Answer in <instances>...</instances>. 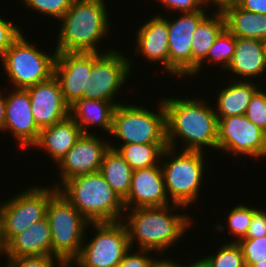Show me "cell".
Segmentation results:
<instances>
[{
  "instance_id": "1",
  "label": "cell",
  "mask_w": 266,
  "mask_h": 267,
  "mask_svg": "<svg viewBox=\"0 0 266 267\" xmlns=\"http://www.w3.org/2000/svg\"><path fill=\"white\" fill-rule=\"evenodd\" d=\"M162 102L168 147L176 149V142L181 139L185 146L182 150L202 151L205 147L217 150L218 119L211 106L196 98L167 97Z\"/></svg>"
},
{
  "instance_id": "2",
  "label": "cell",
  "mask_w": 266,
  "mask_h": 267,
  "mask_svg": "<svg viewBox=\"0 0 266 267\" xmlns=\"http://www.w3.org/2000/svg\"><path fill=\"white\" fill-rule=\"evenodd\" d=\"M174 208L185 207L180 205H167L163 207H140L128 209L125 221L129 244L132 248L137 243L138 249L151 250L162 253L178 243L182 235L191 227L190 216L186 214H170ZM181 237V238H180ZM136 240V241H135ZM162 251V252H161Z\"/></svg>"
},
{
  "instance_id": "3",
  "label": "cell",
  "mask_w": 266,
  "mask_h": 267,
  "mask_svg": "<svg viewBox=\"0 0 266 267\" xmlns=\"http://www.w3.org/2000/svg\"><path fill=\"white\" fill-rule=\"evenodd\" d=\"M108 18L104 0H73L60 19L56 52H99L98 41L110 29Z\"/></svg>"
},
{
  "instance_id": "4",
  "label": "cell",
  "mask_w": 266,
  "mask_h": 267,
  "mask_svg": "<svg viewBox=\"0 0 266 267\" xmlns=\"http://www.w3.org/2000/svg\"><path fill=\"white\" fill-rule=\"evenodd\" d=\"M58 192L89 223L121 221L126 215L123 200L99 172L83 174L65 181ZM123 216V217H122Z\"/></svg>"
},
{
  "instance_id": "5",
  "label": "cell",
  "mask_w": 266,
  "mask_h": 267,
  "mask_svg": "<svg viewBox=\"0 0 266 267\" xmlns=\"http://www.w3.org/2000/svg\"><path fill=\"white\" fill-rule=\"evenodd\" d=\"M174 148L164 149L161 162L162 173L170 204L189 207L196 203L204 178V152L182 150L176 153ZM167 158L165 161L164 158ZM170 159V160H169Z\"/></svg>"
},
{
  "instance_id": "6",
  "label": "cell",
  "mask_w": 266,
  "mask_h": 267,
  "mask_svg": "<svg viewBox=\"0 0 266 267\" xmlns=\"http://www.w3.org/2000/svg\"><path fill=\"white\" fill-rule=\"evenodd\" d=\"M46 217L50 224L52 257L73 262L85 242L88 220L59 192L49 201Z\"/></svg>"
},
{
  "instance_id": "7",
  "label": "cell",
  "mask_w": 266,
  "mask_h": 267,
  "mask_svg": "<svg viewBox=\"0 0 266 267\" xmlns=\"http://www.w3.org/2000/svg\"><path fill=\"white\" fill-rule=\"evenodd\" d=\"M158 105V113L137 105H116L110 134L122 140V144H167L162 100Z\"/></svg>"
},
{
  "instance_id": "8",
  "label": "cell",
  "mask_w": 266,
  "mask_h": 267,
  "mask_svg": "<svg viewBox=\"0 0 266 267\" xmlns=\"http://www.w3.org/2000/svg\"><path fill=\"white\" fill-rule=\"evenodd\" d=\"M21 33L1 58L2 67L15 89H26L44 82L54 75L57 56L40 51L29 43Z\"/></svg>"
},
{
  "instance_id": "9",
  "label": "cell",
  "mask_w": 266,
  "mask_h": 267,
  "mask_svg": "<svg viewBox=\"0 0 266 267\" xmlns=\"http://www.w3.org/2000/svg\"><path fill=\"white\" fill-rule=\"evenodd\" d=\"M95 235L82 244L76 267H115L131 249L124 222L90 223Z\"/></svg>"
},
{
  "instance_id": "10",
  "label": "cell",
  "mask_w": 266,
  "mask_h": 267,
  "mask_svg": "<svg viewBox=\"0 0 266 267\" xmlns=\"http://www.w3.org/2000/svg\"><path fill=\"white\" fill-rule=\"evenodd\" d=\"M58 192L53 187L35 186L25 192L1 202V214L6 242L24 232L30 226L46 217L50 199Z\"/></svg>"
},
{
  "instance_id": "11",
  "label": "cell",
  "mask_w": 266,
  "mask_h": 267,
  "mask_svg": "<svg viewBox=\"0 0 266 267\" xmlns=\"http://www.w3.org/2000/svg\"><path fill=\"white\" fill-rule=\"evenodd\" d=\"M105 52H92L91 83L88 89H83L82 99H100L112 102L115 106L121 102H115L114 95L118 93L122 85L132 71L131 61L117 50H105Z\"/></svg>"
},
{
  "instance_id": "12",
  "label": "cell",
  "mask_w": 266,
  "mask_h": 267,
  "mask_svg": "<svg viewBox=\"0 0 266 267\" xmlns=\"http://www.w3.org/2000/svg\"><path fill=\"white\" fill-rule=\"evenodd\" d=\"M217 119V149L257 159L266 155V133L245 115Z\"/></svg>"
},
{
  "instance_id": "13",
  "label": "cell",
  "mask_w": 266,
  "mask_h": 267,
  "mask_svg": "<svg viewBox=\"0 0 266 267\" xmlns=\"http://www.w3.org/2000/svg\"><path fill=\"white\" fill-rule=\"evenodd\" d=\"M206 10L182 13L176 20L167 18L169 31V75L192 76V38Z\"/></svg>"
},
{
  "instance_id": "14",
  "label": "cell",
  "mask_w": 266,
  "mask_h": 267,
  "mask_svg": "<svg viewBox=\"0 0 266 267\" xmlns=\"http://www.w3.org/2000/svg\"><path fill=\"white\" fill-rule=\"evenodd\" d=\"M99 135L82 134L75 145L57 163L60 171V184H55L57 189L62 184L79 175L91 174L100 171L105 153L110 149V144L100 140Z\"/></svg>"
},
{
  "instance_id": "15",
  "label": "cell",
  "mask_w": 266,
  "mask_h": 267,
  "mask_svg": "<svg viewBox=\"0 0 266 267\" xmlns=\"http://www.w3.org/2000/svg\"><path fill=\"white\" fill-rule=\"evenodd\" d=\"M92 52L57 53L54 65V77L60 85L65 102L71 106L82 99L83 89L92 85Z\"/></svg>"
},
{
  "instance_id": "16",
  "label": "cell",
  "mask_w": 266,
  "mask_h": 267,
  "mask_svg": "<svg viewBox=\"0 0 266 267\" xmlns=\"http://www.w3.org/2000/svg\"><path fill=\"white\" fill-rule=\"evenodd\" d=\"M31 100L35 123L41 129L61 122L70 116L59 82L54 75L41 83L26 88Z\"/></svg>"
},
{
  "instance_id": "17",
  "label": "cell",
  "mask_w": 266,
  "mask_h": 267,
  "mask_svg": "<svg viewBox=\"0 0 266 267\" xmlns=\"http://www.w3.org/2000/svg\"><path fill=\"white\" fill-rule=\"evenodd\" d=\"M5 96V131H11L20 149L31 147L38 139L40 128L34 121L31 100L26 89H14Z\"/></svg>"
},
{
  "instance_id": "18",
  "label": "cell",
  "mask_w": 266,
  "mask_h": 267,
  "mask_svg": "<svg viewBox=\"0 0 266 267\" xmlns=\"http://www.w3.org/2000/svg\"><path fill=\"white\" fill-rule=\"evenodd\" d=\"M161 165L133 171L128 196L123 200L125 210L169 205ZM133 205V206H132Z\"/></svg>"
},
{
  "instance_id": "19",
  "label": "cell",
  "mask_w": 266,
  "mask_h": 267,
  "mask_svg": "<svg viewBox=\"0 0 266 267\" xmlns=\"http://www.w3.org/2000/svg\"><path fill=\"white\" fill-rule=\"evenodd\" d=\"M163 16V17H162ZM154 15L137 30L135 51L141 53L151 62H162L163 68L169 72V31L167 18Z\"/></svg>"
},
{
  "instance_id": "20",
  "label": "cell",
  "mask_w": 266,
  "mask_h": 267,
  "mask_svg": "<svg viewBox=\"0 0 266 267\" xmlns=\"http://www.w3.org/2000/svg\"><path fill=\"white\" fill-rule=\"evenodd\" d=\"M7 258L52 256L51 230L47 217L32 224L7 243Z\"/></svg>"
},
{
  "instance_id": "21",
  "label": "cell",
  "mask_w": 266,
  "mask_h": 267,
  "mask_svg": "<svg viewBox=\"0 0 266 267\" xmlns=\"http://www.w3.org/2000/svg\"><path fill=\"white\" fill-rule=\"evenodd\" d=\"M82 134L80 127L69 116L61 122L41 128L37 141L31 147L43 148L57 164Z\"/></svg>"
},
{
  "instance_id": "22",
  "label": "cell",
  "mask_w": 266,
  "mask_h": 267,
  "mask_svg": "<svg viewBox=\"0 0 266 267\" xmlns=\"http://www.w3.org/2000/svg\"><path fill=\"white\" fill-rule=\"evenodd\" d=\"M232 72L236 77L232 80L246 81L266 72V61L262 52V41L249 38H236V47L233 58L226 71ZM240 77L241 79H239Z\"/></svg>"
},
{
  "instance_id": "23",
  "label": "cell",
  "mask_w": 266,
  "mask_h": 267,
  "mask_svg": "<svg viewBox=\"0 0 266 267\" xmlns=\"http://www.w3.org/2000/svg\"><path fill=\"white\" fill-rule=\"evenodd\" d=\"M115 107L112 102L100 99H78L70 106V117L83 134H91L87 128L96 125L110 135Z\"/></svg>"
},
{
  "instance_id": "24",
  "label": "cell",
  "mask_w": 266,
  "mask_h": 267,
  "mask_svg": "<svg viewBox=\"0 0 266 267\" xmlns=\"http://www.w3.org/2000/svg\"><path fill=\"white\" fill-rule=\"evenodd\" d=\"M225 28L236 38L266 39V15L249 12L237 4L222 11Z\"/></svg>"
},
{
  "instance_id": "25",
  "label": "cell",
  "mask_w": 266,
  "mask_h": 267,
  "mask_svg": "<svg viewBox=\"0 0 266 267\" xmlns=\"http://www.w3.org/2000/svg\"><path fill=\"white\" fill-rule=\"evenodd\" d=\"M251 81H234L219 91L217 97L218 107L215 110L217 118L245 115L249 102L254 93L259 89ZM219 111V112H218Z\"/></svg>"
},
{
  "instance_id": "26",
  "label": "cell",
  "mask_w": 266,
  "mask_h": 267,
  "mask_svg": "<svg viewBox=\"0 0 266 267\" xmlns=\"http://www.w3.org/2000/svg\"><path fill=\"white\" fill-rule=\"evenodd\" d=\"M225 29V19L221 11L211 17L206 15L196 27L192 38V76L197 66L207 57L216 38Z\"/></svg>"
},
{
  "instance_id": "27",
  "label": "cell",
  "mask_w": 266,
  "mask_h": 267,
  "mask_svg": "<svg viewBox=\"0 0 266 267\" xmlns=\"http://www.w3.org/2000/svg\"><path fill=\"white\" fill-rule=\"evenodd\" d=\"M100 173L122 200L128 196L133 170L117 150L105 153Z\"/></svg>"
},
{
  "instance_id": "28",
  "label": "cell",
  "mask_w": 266,
  "mask_h": 267,
  "mask_svg": "<svg viewBox=\"0 0 266 267\" xmlns=\"http://www.w3.org/2000/svg\"><path fill=\"white\" fill-rule=\"evenodd\" d=\"M110 148L117 150L132 170L148 168L159 165L162 153L167 144H122L111 145ZM159 163V164H158Z\"/></svg>"
},
{
  "instance_id": "29",
  "label": "cell",
  "mask_w": 266,
  "mask_h": 267,
  "mask_svg": "<svg viewBox=\"0 0 266 267\" xmlns=\"http://www.w3.org/2000/svg\"><path fill=\"white\" fill-rule=\"evenodd\" d=\"M236 47V37L232 35L226 28L220 33L209 50L207 57L197 66L196 75L201 72V68L205 62L208 64L218 63L222 69L229 66Z\"/></svg>"
},
{
  "instance_id": "30",
  "label": "cell",
  "mask_w": 266,
  "mask_h": 267,
  "mask_svg": "<svg viewBox=\"0 0 266 267\" xmlns=\"http://www.w3.org/2000/svg\"><path fill=\"white\" fill-rule=\"evenodd\" d=\"M216 252L203 258L209 267H246L242 249L237 242H226Z\"/></svg>"
},
{
  "instance_id": "31",
  "label": "cell",
  "mask_w": 266,
  "mask_h": 267,
  "mask_svg": "<svg viewBox=\"0 0 266 267\" xmlns=\"http://www.w3.org/2000/svg\"><path fill=\"white\" fill-rule=\"evenodd\" d=\"M257 208H251L250 206L239 204L235 206L228 216V229L237 239L232 242H238L244 238L248 232L249 225L251 223L253 213Z\"/></svg>"
},
{
  "instance_id": "32",
  "label": "cell",
  "mask_w": 266,
  "mask_h": 267,
  "mask_svg": "<svg viewBox=\"0 0 266 267\" xmlns=\"http://www.w3.org/2000/svg\"><path fill=\"white\" fill-rule=\"evenodd\" d=\"M22 2L35 12L60 20L69 10L73 0H22Z\"/></svg>"
},
{
  "instance_id": "33",
  "label": "cell",
  "mask_w": 266,
  "mask_h": 267,
  "mask_svg": "<svg viewBox=\"0 0 266 267\" xmlns=\"http://www.w3.org/2000/svg\"><path fill=\"white\" fill-rule=\"evenodd\" d=\"M237 243L242 249L246 267L266 259V236L256 239H240Z\"/></svg>"
},
{
  "instance_id": "34",
  "label": "cell",
  "mask_w": 266,
  "mask_h": 267,
  "mask_svg": "<svg viewBox=\"0 0 266 267\" xmlns=\"http://www.w3.org/2000/svg\"><path fill=\"white\" fill-rule=\"evenodd\" d=\"M245 116L266 133V91L260 88L254 93Z\"/></svg>"
},
{
  "instance_id": "35",
  "label": "cell",
  "mask_w": 266,
  "mask_h": 267,
  "mask_svg": "<svg viewBox=\"0 0 266 267\" xmlns=\"http://www.w3.org/2000/svg\"><path fill=\"white\" fill-rule=\"evenodd\" d=\"M6 259H8V261L7 264L4 265L5 267H56V262H58L59 267H70L72 264V262H61L58 258L52 256H33Z\"/></svg>"
},
{
  "instance_id": "36",
  "label": "cell",
  "mask_w": 266,
  "mask_h": 267,
  "mask_svg": "<svg viewBox=\"0 0 266 267\" xmlns=\"http://www.w3.org/2000/svg\"><path fill=\"white\" fill-rule=\"evenodd\" d=\"M21 33L20 27L0 17V59Z\"/></svg>"
},
{
  "instance_id": "37",
  "label": "cell",
  "mask_w": 266,
  "mask_h": 267,
  "mask_svg": "<svg viewBox=\"0 0 266 267\" xmlns=\"http://www.w3.org/2000/svg\"><path fill=\"white\" fill-rule=\"evenodd\" d=\"M131 249L125 254L122 260L115 267H151L155 258L149 254L151 250H141L137 253H130ZM139 253V254H138ZM148 255V256H147Z\"/></svg>"
},
{
  "instance_id": "38",
  "label": "cell",
  "mask_w": 266,
  "mask_h": 267,
  "mask_svg": "<svg viewBox=\"0 0 266 267\" xmlns=\"http://www.w3.org/2000/svg\"><path fill=\"white\" fill-rule=\"evenodd\" d=\"M266 236V210L256 209L246 236L242 239H256Z\"/></svg>"
},
{
  "instance_id": "39",
  "label": "cell",
  "mask_w": 266,
  "mask_h": 267,
  "mask_svg": "<svg viewBox=\"0 0 266 267\" xmlns=\"http://www.w3.org/2000/svg\"><path fill=\"white\" fill-rule=\"evenodd\" d=\"M161 4L173 11L180 13L205 10L201 0H158ZM204 7V8H203Z\"/></svg>"
},
{
  "instance_id": "40",
  "label": "cell",
  "mask_w": 266,
  "mask_h": 267,
  "mask_svg": "<svg viewBox=\"0 0 266 267\" xmlns=\"http://www.w3.org/2000/svg\"><path fill=\"white\" fill-rule=\"evenodd\" d=\"M236 4L249 12L266 15V0H238Z\"/></svg>"
},
{
  "instance_id": "41",
  "label": "cell",
  "mask_w": 266,
  "mask_h": 267,
  "mask_svg": "<svg viewBox=\"0 0 266 267\" xmlns=\"http://www.w3.org/2000/svg\"><path fill=\"white\" fill-rule=\"evenodd\" d=\"M237 1L238 0H201L203 5L207 7L209 3H212L215 7L217 6L216 10L218 11H222L225 7L236 4Z\"/></svg>"
},
{
  "instance_id": "42",
  "label": "cell",
  "mask_w": 266,
  "mask_h": 267,
  "mask_svg": "<svg viewBox=\"0 0 266 267\" xmlns=\"http://www.w3.org/2000/svg\"><path fill=\"white\" fill-rule=\"evenodd\" d=\"M151 267H182L181 263L174 262L173 260L167 259H155Z\"/></svg>"
},
{
  "instance_id": "43",
  "label": "cell",
  "mask_w": 266,
  "mask_h": 267,
  "mask_svg": "<svg viewBox=\"0 0 266 267\" xmlns=\"http://www.w3.org/2000/svg\"><path fill=\"white\" fill-rule=\"evenodd\" d=\"M7 250V242L4 236V229H3V220L1 214V205H0V255H5Z\"/></svg>"
},
{
  "instance_id": "44",
  "label": "cell",
  "mask_w": 266,
  "mask_h": 267,
  "mask_svg": "<svg viewBox=\"0 0 266 267\" xmlns=\"http://www.w3.org/2000/svg\"><path fill=\"white\" fill-rule=\"evenodd\" d=\"M0 90V131H4L5 126V96Z\"/></svg>"
},
{
  "instance_id": "45",
  "label": "cell",
  "mask_w": 266,
  "mask_h": 267,
  "mask_svg": "<svg viewBox=\"0 0 266 267\" xmlns=\"http://www.w3.org/2000/svg\"><path fill=\"white\" fill-rule=\"evenodd\" d=\"M182 267H209L208 264L205 262L203 258L199 259L198 261L191 263L190 265H183Z\"/></svg>"
},
{
  "instance_id": "46",
  "label": "cell",
  "mask_w": 266,
  "mask_h": 267,
  "mask_svg": "<svg viewBox=\"0 0 266 267\" xmlns=\"http://www.w3.org/2000/svg\"><path fill=\"white\" fill-rule=\"evenodd\" d=\"M250 267H266V259L258 263L252 264Z\"/></svg>"
},
{
  "instance_id": "47",
  "label": "cell",
  "mask_w": 266,
  "mask_h": 267,
  "mask_svg": "<svg viewBox=\"0 0 266 267\" xmlns=\"http://www.w3.org/2000/svg\"><path fill=\"white\" fill-rule=\"evenodd\" d=\"M262 52L266 61V39L262 40Z\"/></svg>"
}]
</instances>
